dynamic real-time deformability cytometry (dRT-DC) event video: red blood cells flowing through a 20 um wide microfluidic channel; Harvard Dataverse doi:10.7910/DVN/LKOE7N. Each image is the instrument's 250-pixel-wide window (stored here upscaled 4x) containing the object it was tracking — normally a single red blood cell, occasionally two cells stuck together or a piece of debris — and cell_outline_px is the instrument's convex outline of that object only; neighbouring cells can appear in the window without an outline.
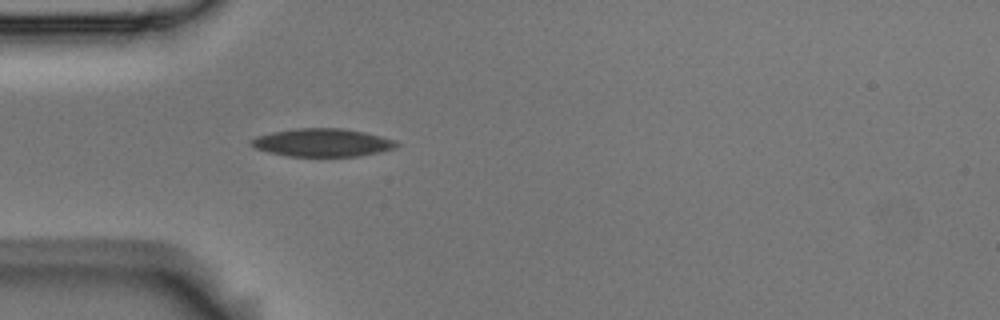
{"species": "Egyptian fruit bat (a non-hibernating species)", "species_latin": "Rousettus aegyptiacus", "temperature_condition": "room temperature", "stored_images_in_passage": 3, "camera_frame_rate_fps": 3000, "um_per_image_px": 0.085, "animal": {"sex": "male"}, "frame": {"image": 1, "passage_image": 3, "time_ms": 0.667, "image_size_px": [1000, 320], "cell_outline_px": [[400, 144], [396, 148], [380, 152], [356, 156], [288, 156], [268, 152], [256, 148], [248, 144], [256, 136], [272, 132], [296, 128], [340, 128], [364, 132], [396, 140]], "centroid_in_image_um": [27.41, 12.12], "position_along_channel_um": 57.6, "area_um2": 23.7}}